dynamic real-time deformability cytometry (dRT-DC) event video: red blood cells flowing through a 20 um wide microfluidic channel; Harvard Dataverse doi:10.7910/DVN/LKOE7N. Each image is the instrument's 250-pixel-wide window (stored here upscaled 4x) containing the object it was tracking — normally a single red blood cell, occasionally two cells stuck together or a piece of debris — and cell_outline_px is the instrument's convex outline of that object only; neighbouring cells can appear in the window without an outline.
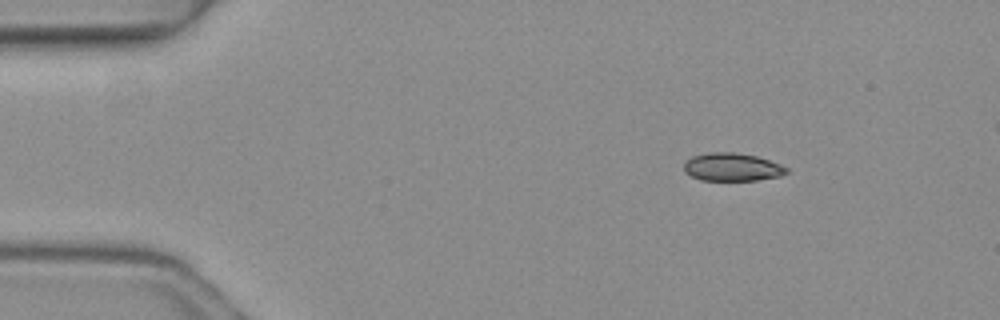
{"species": "common noctule bat (a hibernating species)", "species_latin": "Nyctalus noctula", "temperature_condition": "warm", "stored_images_in_passage": 4, "camera_frame_rate_fps": 3000, "um_per_image_px": 0.085, "animal": {"sex": "female", "body_mass_g": 19.3, "forearm_length_mm": 54.1}, "frame": {"image": 1, "passage_image": 1, "time_ms": 0.0, "image_size_px": [1000, 320], "cell_outline_px": [[788, 172], [780, 176], [756, 180], [700, 180], [684, 172], [684, 164], [692, 156], [708, 152], [732, 152], [756, 156], [780, 164], [788, 168]], "centroid_in_image_um": [62.22, 14.2], "position_along_channel_um": 22.8, "area_um2": 16.65}}